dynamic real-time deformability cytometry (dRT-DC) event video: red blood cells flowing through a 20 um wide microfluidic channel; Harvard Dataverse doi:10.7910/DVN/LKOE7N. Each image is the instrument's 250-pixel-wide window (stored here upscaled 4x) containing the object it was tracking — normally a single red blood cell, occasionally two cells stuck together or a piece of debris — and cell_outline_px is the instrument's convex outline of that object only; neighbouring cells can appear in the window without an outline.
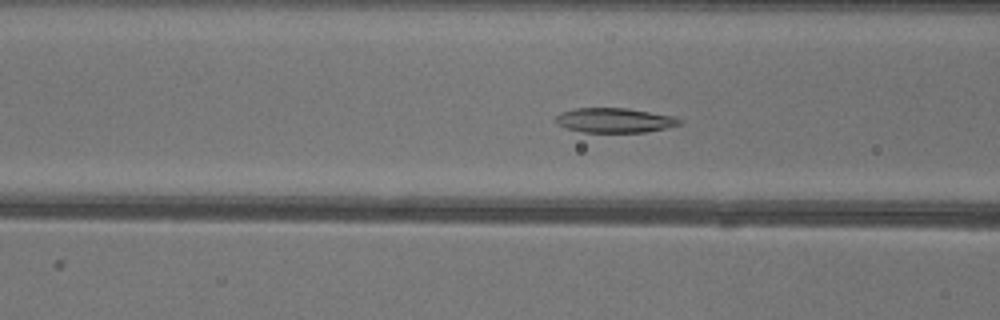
{"species": "common noctule bat (a hibernating species)", "species_latin": "Nyctalus noctula", "temperature_condition": "warm", "stored_images_in_passage": 27, "camera_frame_rate_fps": 3000, "um_per_image_px": 0.085, "animal": {"sex": "female"}, "frame": {"image": 1, "passage_image": 7, "time_ms": 2.0, "image_size_px": [1000, 320], "cell_outline_px": [[684, 120], [680, 124], [664, 128], [644, 132], [584, 132], [568, 128], [556, 124], [556, 116], [560, 112], [576, 108], [628, 108], [676, 116]], "centroid_in_image_um": [52.27, 10.21], "position_along_channel_um": 114.3, "area_um2": 17.8}}
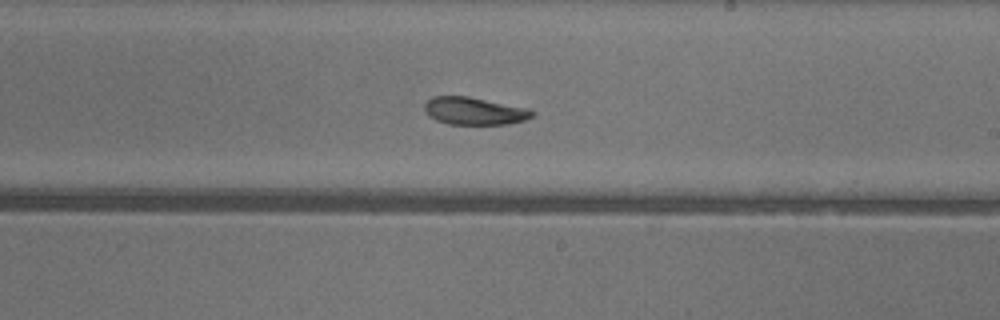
{"frame": {"image": 2, "passage_image": 17, "time_ms": 5.333, "image_size_px": [1000, 320], "cell_outline_px": [[536, 112], [532, 116], [524, 120], [508, 124], [448, 124], [436, 120], [428, 116], [424, 108], [424, 104], [432, 96], [468, 96], [528, 108]], "centroid_in_image_um": [40.3, 9.43], "position_along_channel_um": 248.7, "area_um2": 17.28}}
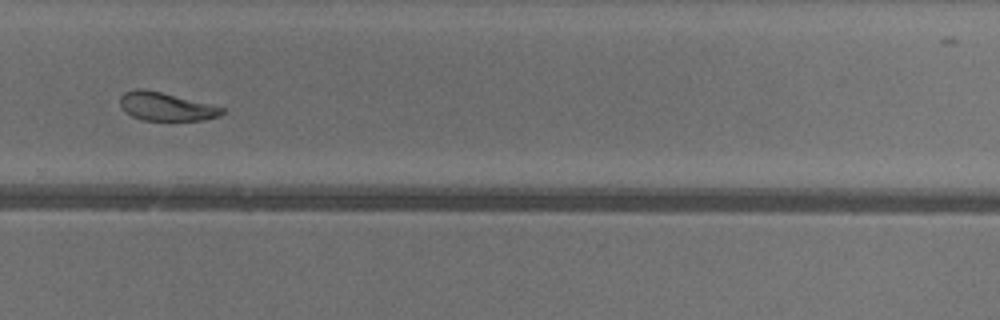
{"frame": {"image": 3, "passage_image": 22, "time_ms": 7.0, "image_size_px": [1000, 320], "cell_outline_px": [[224, 112], [220, 116], [204, 120], [140, 120], [132, 116], [120, 104], [120, 96], [124, 92], [136, 88], [140, 88], [160, 92], [224, 108]], "centroid_in_image_um": [14.09, 9.06], "position_along_channel_um": 315.7, "area_um2": 16.47}}